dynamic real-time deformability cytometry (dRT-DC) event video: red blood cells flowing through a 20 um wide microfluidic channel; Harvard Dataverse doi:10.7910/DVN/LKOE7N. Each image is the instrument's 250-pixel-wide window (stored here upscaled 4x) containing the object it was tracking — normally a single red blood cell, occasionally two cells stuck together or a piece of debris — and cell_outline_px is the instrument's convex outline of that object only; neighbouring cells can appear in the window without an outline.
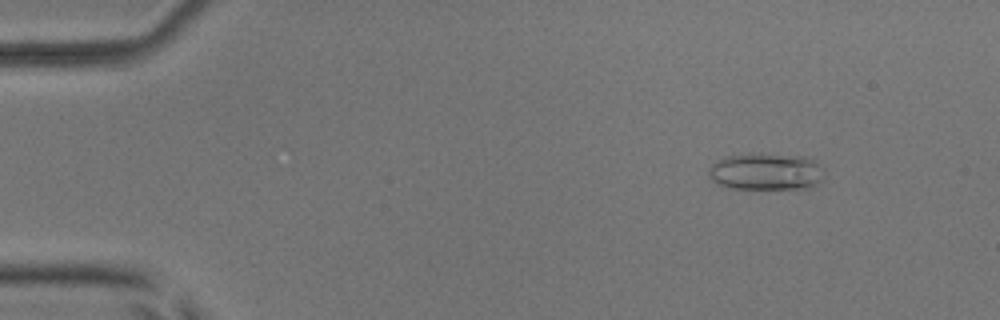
{"species": "common noctule bat (a hibernating species)", "species_latin": "Nyctalus noctula", "temperature_condition": "room temperature", "stored_images_in_passage": 6, "camera_frame_rate_fps": 3000, "um_per_image_px": 0.085, "animal": {"sex": "male", "body_mass_g": 17.9, "forearm_length_mm": 54.2}, "frame": {"image": 1, "passage_image": 2, "time_ms": 2.0, "image_size_px": [1000, 320], "cell_outline_px": [[824, 180], [812, 188], [728, 188], [716, 184], [708, 176], [708, 168], [716, 160], [724, 156], [760, 152], [808, 156], [816, 160], [824, 168]], "centroid_in_image_um": [65.15, 14.56], "position_along_channel_um": 19.9, "area_um2": 25.89}}
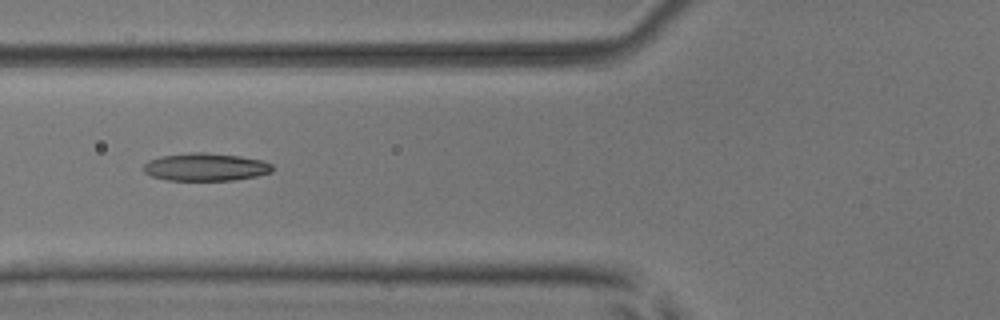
{"frame": {"image": 2, "passage_image": 6, "time_ms": 6.667, "image_size_px": [1000, 320], "cell_outline_px": [[272, 172], [256, 176], [232, 180], [168, 180], [152, 176], [144, 172], [144, 164], [148, 160], [160, 156], [192, 152], [204, 152], [240, 156], [264, 160], [272, 164]], "centroid_in_image_um": [17.48, 14.19], "position_along_channel_um": 108.3, "area_um2": 20.87}}